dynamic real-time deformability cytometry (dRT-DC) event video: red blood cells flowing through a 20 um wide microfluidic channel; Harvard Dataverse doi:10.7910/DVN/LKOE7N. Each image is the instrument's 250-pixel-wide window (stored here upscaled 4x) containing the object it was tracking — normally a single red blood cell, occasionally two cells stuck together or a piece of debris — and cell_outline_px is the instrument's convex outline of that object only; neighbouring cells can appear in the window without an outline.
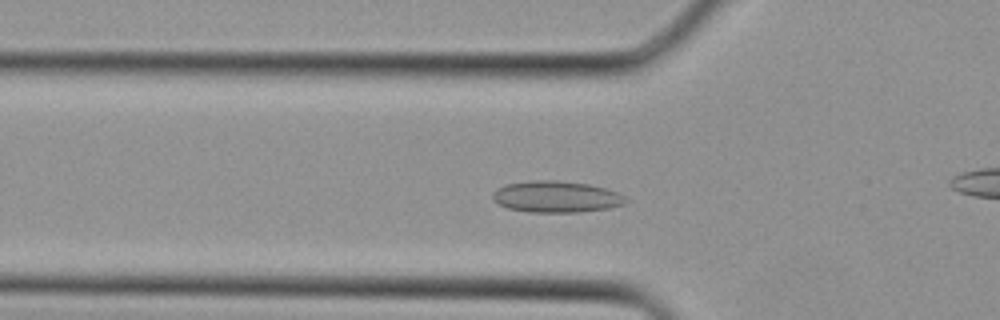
{"species": "Egyptian fruit bat (a non-hibernating species)", "species_latin": "Rousettus aegyptiacus", "temperature_condition": "cold", "stored_images_in_passage": 33, "camera_frame_rate_fps": 3000, "um_per_image_px": 0.085, "animal": {"sex": "female"}, "frame": {"image": 1, "passage_image": 9, "time_ms": 2.667, "image_size_px": [1000, 320], "cell_outline_px": [[628, 200], [624, 204], [608, 208], [580, 212], [532, 212], [508, 208], [492, 200], [492, 192], [508, 184], [532, 180], [556, 180], [588, 184], [604, 188], [616, 192], [624, 196]], "centroid_in_image_um": [47.28, 16.72], "position_along_channel_um": 78.5, "area_um2": 24.16}}
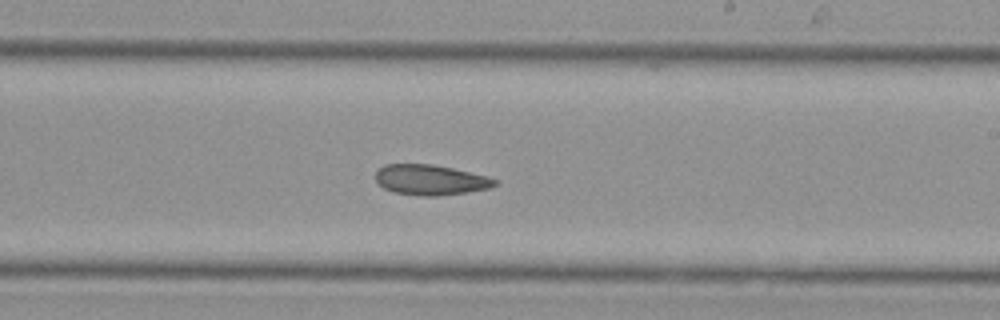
{"frame": {"image": 2, "passage_image": 18, "time_ms": 5.667, "image_size_px": [1000, 320], "cell_outline_px": [[496, 184], [492, 188], [468, 192], [436, 196], [420, 196], [396, 192], [384, 188], [376, 180], [376, 168], [384, 164], [432, 164], [452, 168], [488, 176], [496, 180]], "centroid_in_image_um": [36.59, 15.28], "position_along_channel_um": 252.4, "area_um2": 21.1}}
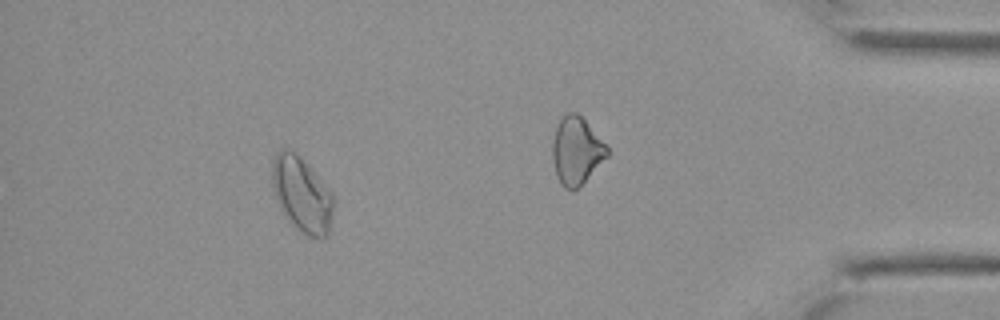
{"frame": {"image": 3, "passage_image": 29, "time_ms": 9.333, "image_size_px": [1000, 320], "cell_outline_px": [[336, 200], [328, 236], [324, 240], [308, 236], [296, 228], [284, 216], [280, 208], [272, 184], [272, 160], [276, 152], [280, 148], [288, 148], [300, 156], [308, 164], [332, 192]], "centroid_in_image_um": [25.69, 16.54], "position_along_channel_um": 409.5, "area_um2": 27.46}}